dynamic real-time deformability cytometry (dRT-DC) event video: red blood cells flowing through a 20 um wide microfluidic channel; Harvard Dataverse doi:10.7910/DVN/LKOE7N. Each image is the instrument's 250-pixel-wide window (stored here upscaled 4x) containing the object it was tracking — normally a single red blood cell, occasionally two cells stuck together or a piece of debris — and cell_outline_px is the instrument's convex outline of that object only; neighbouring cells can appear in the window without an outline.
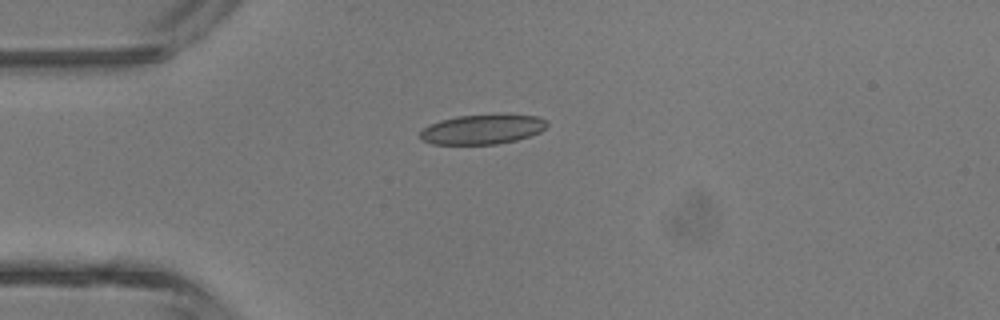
{"species": "common noctule bat (a hibernating species)", "species_latin": "Nyctalus noctula", "temperature_condition": "room temperature", "stored_images_in_passage": 5, "camera_frame_rate_fps": 3000, "um_per_image_px": 0.085, "animal": {"sex": "male", "body_mass_g": 13.3}, "frame": {"image": 1, "passage_image": 5, "time_ms": 5.667, "image_size_px": [1000, 320], "cell_outline_px": [[548, 124], [540, 132], [516, 140], [496, 144], [432, 144], [420, 140], [420, 132], [424, 128], [440, 120], [456, 116], [536, 116], [548, 120]], "centroid_in_image_um": [40.97, 11.02], "position_along_channel_um": 44.0, "area_um2": 21.39}}